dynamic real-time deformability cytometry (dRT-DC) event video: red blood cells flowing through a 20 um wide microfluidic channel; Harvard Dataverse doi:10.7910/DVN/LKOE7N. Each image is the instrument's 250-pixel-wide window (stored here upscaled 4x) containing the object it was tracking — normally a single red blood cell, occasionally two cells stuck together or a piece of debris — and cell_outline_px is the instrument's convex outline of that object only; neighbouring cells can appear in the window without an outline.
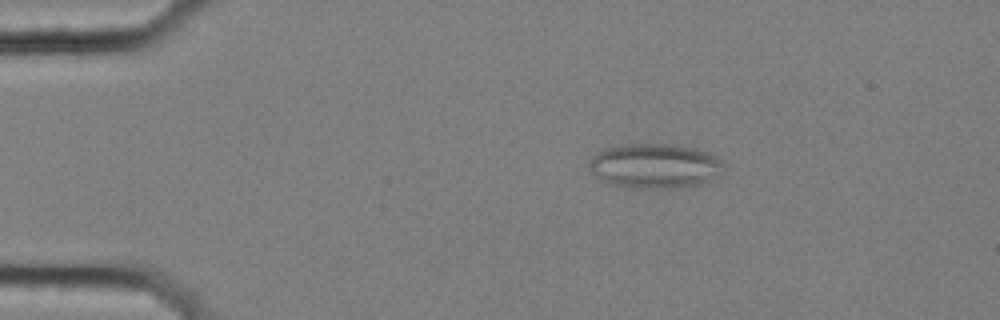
{"species": "common noctule bat (a hibernating species)", "species_latin": "Nyctalus noctula", "temperature_condition": "cold", "stored_images_in_passage": 5, "camera_frame_rate_fps": 3000, "um_per_image_px": 0.085, "animal": {"sex": "female", "body_mass_g": 25.1}, "frame": {"image": 1, "passage_image": 4, "time_ms": 1.0, "image_size_px": [1000, 320], "cell_outline_px": [[724, 172], [708, 180], [696, 184], [672, 188], [644, 188], [608, 184], [600, 180], [588, 168], [588, 160], [600, 148], [624, 144], [676, 144], [696, 148], [708, 152], [720, 164]], "centroid_in_image_um": [55.55, 14.08], "position_along_channel_um": 29.4, "area_um2": 34.97}}